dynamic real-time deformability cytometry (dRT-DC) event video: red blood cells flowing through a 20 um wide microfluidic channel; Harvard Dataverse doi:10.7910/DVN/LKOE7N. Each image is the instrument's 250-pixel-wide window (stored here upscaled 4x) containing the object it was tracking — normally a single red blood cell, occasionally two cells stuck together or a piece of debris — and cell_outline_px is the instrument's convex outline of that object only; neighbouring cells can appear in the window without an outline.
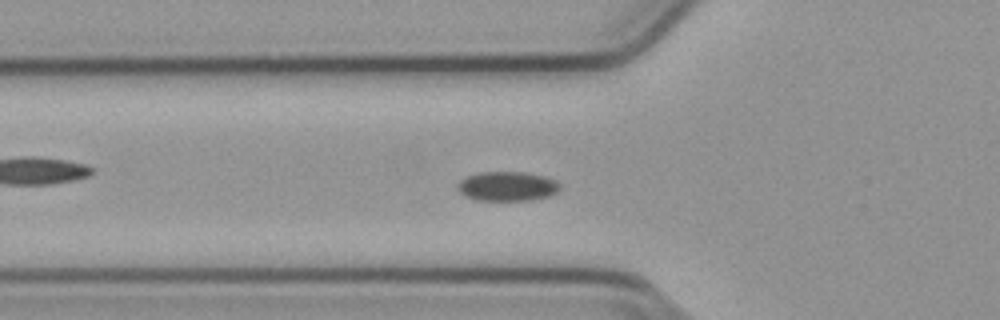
{"species": "common noctule bat (a hibernating species)", "species_latin": "Nyctalus noctula", "temperature_condition": "cold", "stored_images_in_passage": 37, "camera_frame_rate_fps": 3000, "um_per_image_px": 0.085, "animal": {"sex": "male", "body_mass_g": 23.1, "forearm_length_mm": 52.7}, "frame": {"image": 1, "passage_image": 7, "time_ms": 2.0, "image_size_px": [1000, 320], "cell_outline_px": [[560, 188], [556, 192], [548, 196], [532, 200], [476, 200], [464, 196], [456, 188], [456, 184], [460, 180], [468, 176], [480, 172], [524, 172], [544, 176], [556, 180], [560, 184]], "centroid_in_image_um": [43.1, 15.83], "position_along_channel_um": 82.7, "area_um2": 17.63}}
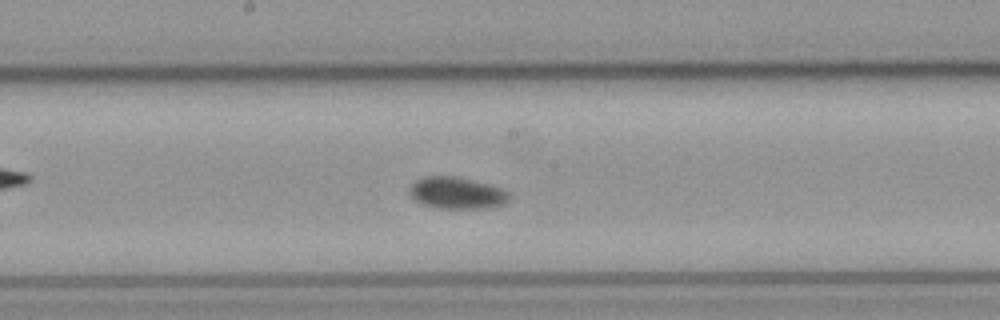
{"frame": {"image": 2, "passage_image": 17, "time_ms": 5.333, "image_size_px": [1000, 320], "cell_outline_px": [[512, 196], [504, 204], [488, 208], [436, 208], [424, 204], [408, 196], [408, 184], [424, 176], [456, 176], [488, 184], [500, 188], [508, 192]], "centroid_in_image_um": [38.78, 16.4], "position_along_channel_um": 209.4, "area_um2": 18.67}}
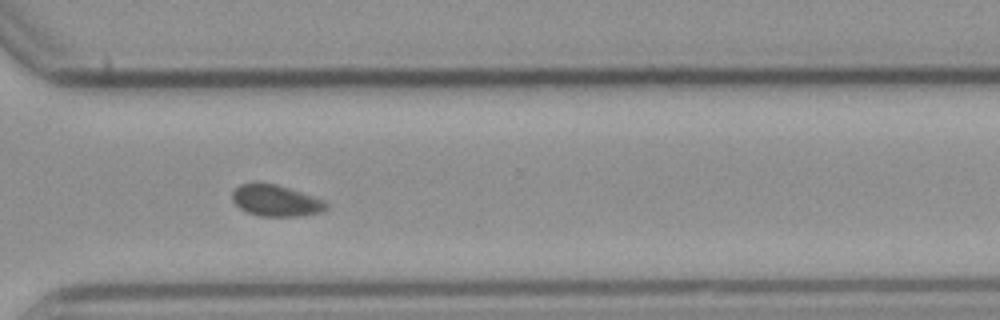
{"frame": {"image": 3, "passage_image": 28, "time_ms": 9.0, "image_size_px": [1000, 320], "cell_outline_px": [[328, 208], [320, 212], [300, 216], [260, 216], [248, 212], [240, 208], [232, 200], [232, 192], [240, 184], [276, 184], [324, 200], [328, 204]], "centroid_in_image_um": [23.46, 17.07], "position_along_channel_um": 347.1, "area_um2": 16.82}}